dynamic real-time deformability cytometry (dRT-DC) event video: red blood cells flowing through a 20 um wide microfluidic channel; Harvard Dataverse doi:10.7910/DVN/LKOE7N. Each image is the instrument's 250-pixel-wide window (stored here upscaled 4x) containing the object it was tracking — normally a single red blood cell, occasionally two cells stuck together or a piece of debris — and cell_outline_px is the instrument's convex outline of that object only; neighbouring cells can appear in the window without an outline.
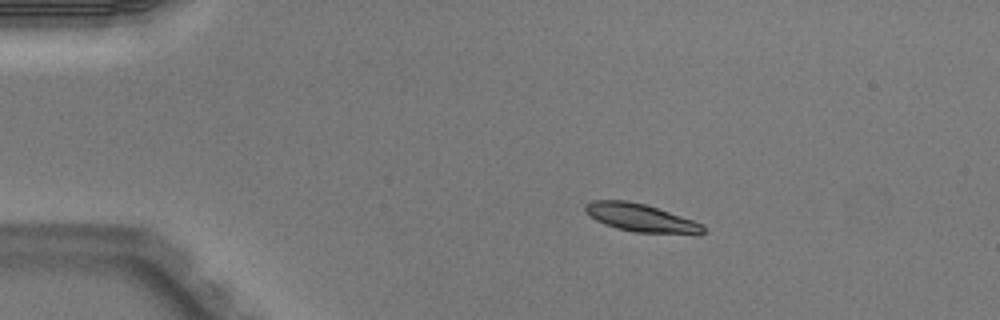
{"species": "Egyptian fruit bat (a non-hibernating species)", "species_latin": "Rousettus aegyptiacus", "temperature_condition": "warm", "stored_images_in_passage": 6, "camera_frame_rate_fps": 3000, "um_per_image_px": 0.085, "animal": {"sex": "male"}, "frame": {"image": 1, "passage_image": 2, "time_ms": 0.333, "image_size_px": [1000, 320], "cell_outline_px": [[704, 232], [700, 236], [696, 236], [636, 232], [616, 228], [604, 224], [588, 216], [584, 212], [584, 204], [592, 200], [628, 200], [644, 204], [704, 224]], "centroid_in_image_um": [54.49, 18.54], "position_along_channel_um": 30.5, "area_um2": 19.65}}
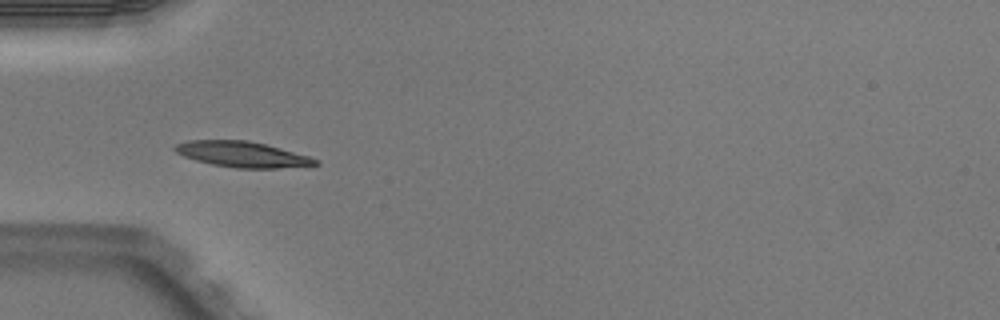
{"frame": {"image": 2, "passage_image": 4, "time_ms": 1.0, "image_size_px": [1000, 320], "cell_outline_px": [[320, 164], [308, 168], [236, 168], [212, 164], [196, 160], [184, 156], [176, 152], [172, 148], [176, 144], [188, 140], [248, 140], [280, 148], [308, 156], [320, 160]], "centroid_in_image_um": [20.68, 13.13], "position_along_channel_um": 64.3, "area_um2": 21.27}}
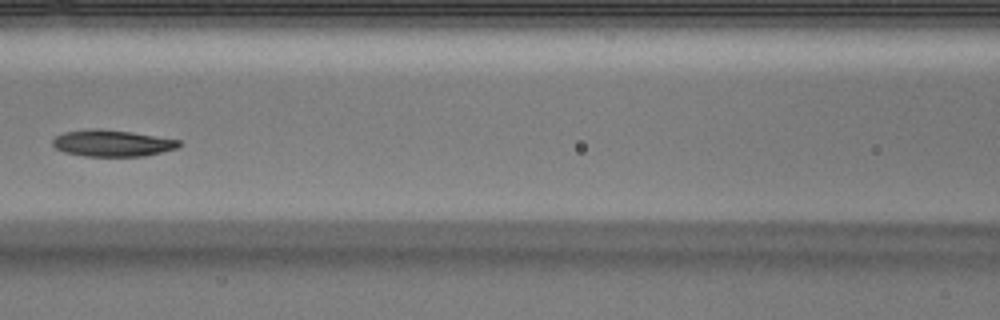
{"frame": {"image": 3, "passage_image": 6, "time_ms": 1.667, "image_size_px": [1000, 320], "cell_outline_px": [[180, 144], [176, 148], [144, 156], [84, 156], [64, 152], [56, 148], [52, 144], [52, 140], [56, 136], [64, 132], [92, 128], [100, 128], [128, 132], [180, 140]], "centroid_in_image_um": [9.48, 12.17], "position_along_channel_um": 157.1, "area_um2": 19.31}}